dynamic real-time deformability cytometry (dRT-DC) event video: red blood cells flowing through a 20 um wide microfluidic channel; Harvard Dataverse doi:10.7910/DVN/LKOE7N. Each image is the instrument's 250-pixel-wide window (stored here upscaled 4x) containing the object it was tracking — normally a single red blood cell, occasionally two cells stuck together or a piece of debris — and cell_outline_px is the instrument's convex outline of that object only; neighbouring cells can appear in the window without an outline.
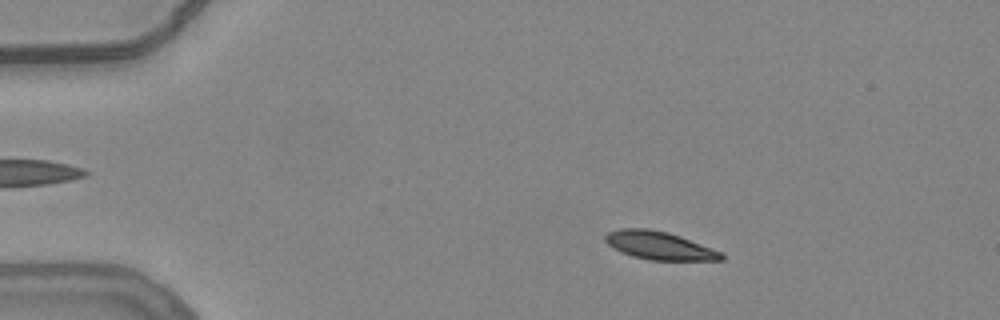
{"species": "common noctule bat (a hibernating species)", "species_latin": "Nyctalus noctula", "temperature_condition": "warm", "stored_images_in_passage": 55, "camera_frame_rate_fps": 3000, "um_per_image_px": 0.085, "animal": {"sex": "female", "body_mass_g": 24.6, "forearm_length_mm": 56.2}, "frame": {"image": 1, "passage_image": 10, "time_ms": 3.0, "image_size_px": [1000, 320], "cell_outline_px": [[724, 260], [648, 260], [632, 256], [620, 252], [612, 248], [604, 240], [604, 236], [608, 232], [620, 228], [648, 228], [668, 232], [680, 236], [720, 252], [724, 256]], "centroid_in_image_um": [55.97, 20.87], "position_along_channel_um": 29.0, "area_um2": 18.96}}
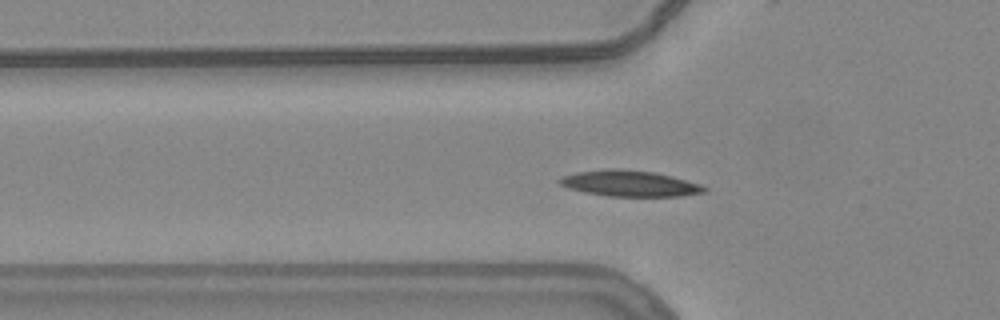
{"frame": {"image": 2, "passage_image": 19, "time_ms": 6.0, "image_size_px": [1000, 320], "cell_outline_px": [[708, 188], [704, 192], [680, 196], [608, 196], [584, 192], [568, 188], [560, 184], [556, 180], [560, 176], [576, 172], [608, 168], [620, 168], [656, 172], [672, 176], [700, 184]], "centroid_in_image_um": [53.47, 15.58], "position_along_channel_um": 72.3, "area_um2": 22.08}}
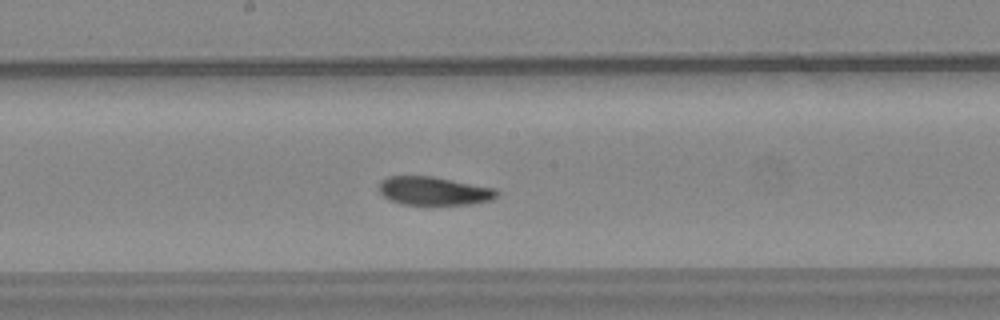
{"frame": {"image": 3, "passage_image": 30, "time_ms": 9.667, "image_size_px": [1000, 320], "cell_outline_px": [[500, 192], [492, 200], [472, 204], [400, 204], [384, 196], [376, 188], [380, 180], [388, 176], [432, 176], [496, 188]], "centroid_in_image_um": [36.87, 16.22], "position_along_channel_um": 211.3, "area_um2": 19.65}, "authors_computed_cell_mechanics": {"area_um2": 19.8254, "velocity_mm_per_s": 3.7733, "shape_relaxation_time_tau1_ms": 4.4292, "shape_relaxation_time_tau2_ms": 3.6918, "deformation_change_tau1": 0.1512, "deformation_change_tau2": 0.084}}